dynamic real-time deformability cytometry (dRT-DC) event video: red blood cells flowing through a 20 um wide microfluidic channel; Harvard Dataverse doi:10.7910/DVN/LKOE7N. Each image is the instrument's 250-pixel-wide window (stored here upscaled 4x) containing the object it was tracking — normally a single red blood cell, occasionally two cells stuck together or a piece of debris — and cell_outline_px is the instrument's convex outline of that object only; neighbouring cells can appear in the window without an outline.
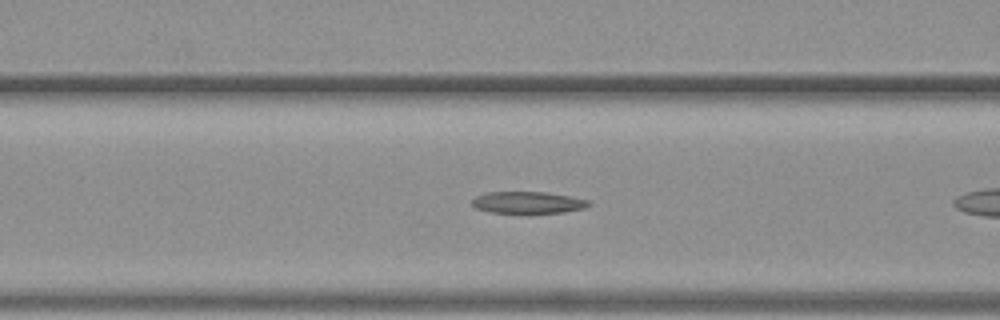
{"species": "common noctule bat (a hibernating species)", "species_latin": "Nyctalus noctula", "temperature_condition": "warm", "stored_images_in_passage": 9, "camera_frame_rate_fps": 3000, "um_per_image_px": 0.085, "animal": {"sex": "female", "body_mass_g": 19.3, "forearm_length_mm": 54.1}, "frame": {"image": 1, "passage_image": 7, "time_ms": 2.0, "image_size_px": [1000, 320], "cell_outline_px": [[592, 204], [584, 208], [564, 212], [528, 216], [520, 216], [488, 212], [476, 208], [472, 204], [472, 200], [476, 196], [484, 192], [548, 192], [588, 200]], "centroid_in_image_um": [44.84, 17.27], "position_along_channel_um": 121.8, "area_um2": 15.84}}